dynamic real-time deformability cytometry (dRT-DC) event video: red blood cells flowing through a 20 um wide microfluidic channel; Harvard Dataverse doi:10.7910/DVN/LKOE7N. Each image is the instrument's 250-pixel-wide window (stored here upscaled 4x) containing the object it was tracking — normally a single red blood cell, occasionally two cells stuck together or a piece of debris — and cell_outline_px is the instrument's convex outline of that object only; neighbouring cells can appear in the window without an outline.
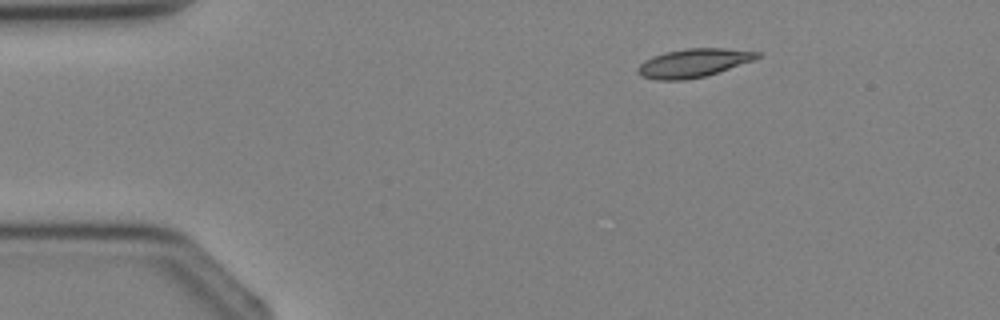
{"species": "Egyptian fruit bat (a non-hibernating species)", "species_latin": "Rousettus aegyptiacus", "temperature_condition": "cold", "stored_images_in_passage": 3, "camera_frame_rate_fps": 3000, "um_per_image_px": 0.085, "animal": {"sex": "female"}, "frame": {"image": 1, "passage_image": 2, "time_ms": 1.333, "image_size_px": [1000, 320], "cell_outline_px": [[760, 56], [752, 60], [704, 76], [684, 80], [656, 80], [640, 76], [636, 72], [636, 68], [644, 60], [652, 56], [664, 52], [684, 48], [724, 48], [760, 52]], "centroid_in_image_um": [58.85, 5.35], "position_along_channel_um": 26.2, "area_um2": 19.71}}